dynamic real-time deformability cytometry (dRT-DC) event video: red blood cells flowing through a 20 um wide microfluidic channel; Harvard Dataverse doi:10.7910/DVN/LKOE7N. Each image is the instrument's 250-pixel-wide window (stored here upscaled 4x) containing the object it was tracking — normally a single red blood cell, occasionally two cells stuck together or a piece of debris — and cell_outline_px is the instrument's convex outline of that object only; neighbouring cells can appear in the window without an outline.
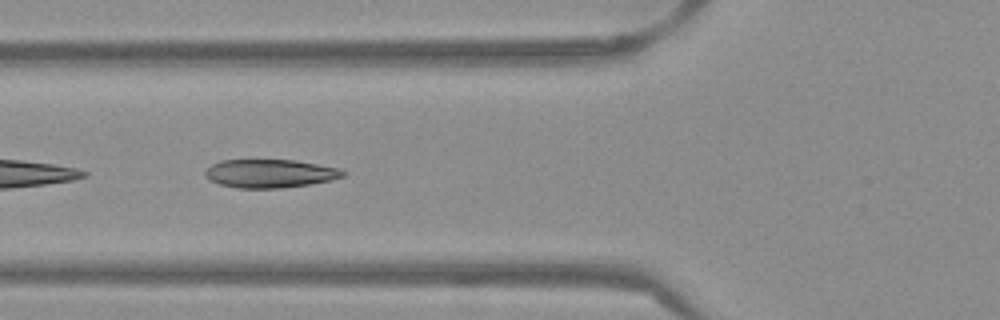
{"species": "Egyptian fruit bat (a non-hibernating species)", "species_latin": "Rousettus aegyptiacus", "temperature_condition": "warm", "stored_images_in_passage": 37, "camera_frame_rate_fps": 3000, "um_per_image_px": 0.085, "frame": {"image": 1, "passage_image": 4, "time_ms": 1.0, "image_size_px": [1000, 320], "cell_outline_px": [[348, 172], [344, 176], [332, 180], [308, 184], [280, 188], [236, 188], [220, 184], [208, 180], [204, 176], [204, 172], [212, 164], [220, 160], [296, 160], [336, 168]], "centroid_in_image_um": [22.91, 14.75], "position_along_channel_um": 102.9, "area_um2": 22.77}}
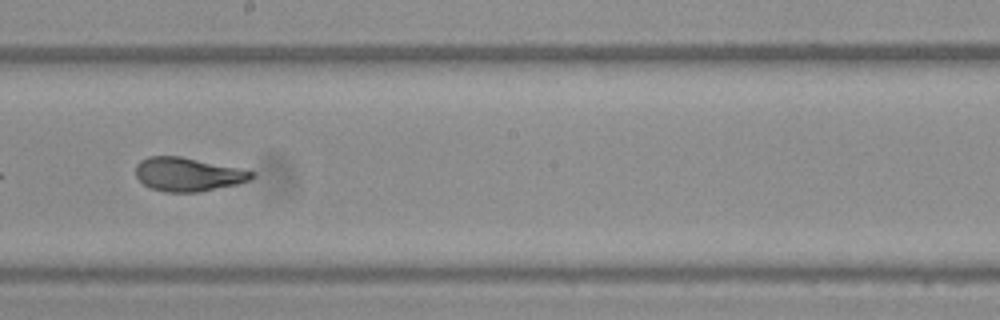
{"frame": {"image": 2, "passage_image": 14, "time_ms": 4.333, "image_size_px": [1000, 320], "cell_outline_px": [[256, 176], [240, 184], [200, 192], [164, 192], [152, 188], [144, 184], [136, 176], [136, 164], [140, 160], [148, 156], [180, 156], [256, 172]], "centroid_in_image_um": [15.98, 14.83], "position_along_channel_um": 232.2, "area_um2": 22.77}}
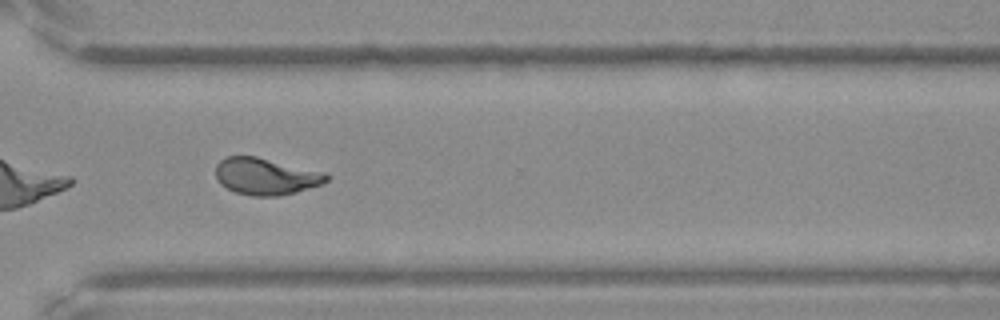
{"frame": {"image": 3, "passage_image": 23, "time_ms": 7.333, "image_size_px": [1000, 320], "cell_outline_px": [[332, 176], [328, 180], [320, 184], [296, 192], [280, 196], [252, 196], [236, 192], [220, 184], [216, 176], [216, 164], [220, 160], [228, 156], [256, 156], [324, 172]], "centroid_in_image_um": [22.59, 14.99], "position_along_channel_um": 348.0, "area_um2": 23.7}, "authors_computed_cell_mechanics": {"area_um2": 23.3512, "velocity_mm_per_s": 3.8598, "shape_relaxation_time_tau1_ms": 4.2967, "shape_relaxation_time_tau2_ms": 1.1393, "deformation_change_tau1": 0.1764, "deformation_change_tau2": 0.0737}}